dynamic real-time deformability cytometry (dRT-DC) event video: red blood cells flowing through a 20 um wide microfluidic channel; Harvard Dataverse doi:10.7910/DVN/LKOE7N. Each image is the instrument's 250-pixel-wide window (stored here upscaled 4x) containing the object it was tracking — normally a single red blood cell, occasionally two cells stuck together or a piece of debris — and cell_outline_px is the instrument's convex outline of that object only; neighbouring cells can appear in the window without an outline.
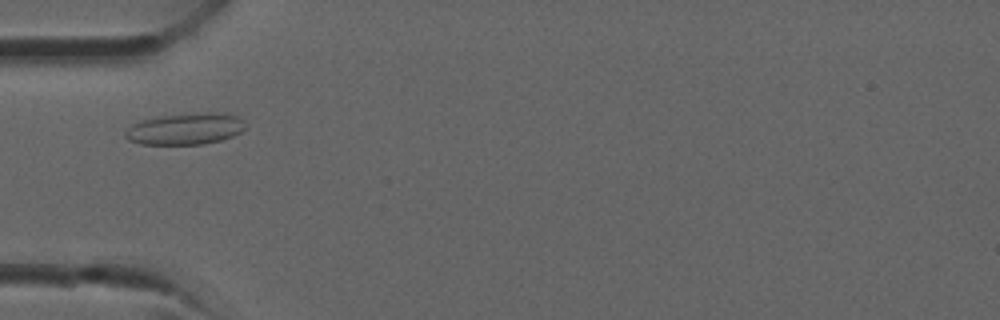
{"species": "common noctule bat (a hibernating species)", "species_latin": "Nyctalus noctula", "temperature_condition": "room temperature", "stored_images_in_passage": 32, "camera_frame_rate_fps": 3000, "um_per_image_px": 0.085, "animal": {"sex": "male", "forearm_length_mm": 52.5}, "frame": {"image": 1, "passage_image": 7, "time_ms": 2.0, "image_size_px": [1000, 320], "cell_outline_px": [[244, 128], [240, 132], [232, 136], [220, 140], [204, 144], [140, 144], [128, 140], [124, 136], [124, 132], [132, 124], [140, 120], [160, 116], [196, 112], [224, 112], [236, 116], [244, 120]], "centroid_in_image_um": [15.74, 10.94], "position_along_channel_um": 69.3, "area_um2": 22.25}}
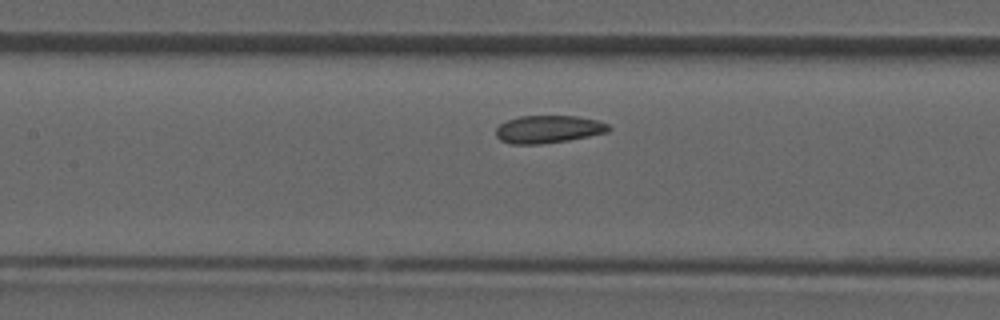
{"frame": {"image": 2, "passage_image": 12, "time_ms": 3.667, "image_size_px": [1000, 320], "cell_outline_px": [[612, 128], [608, 132], [568, 140], [540, 144], [512, 144], [500, 140], [496, 136], [496, 128], [500, 124], [508, 120], [520, 116], [576, 116], [600, 120], [608, 124]], "centroid_in_image_um": [46.63, 10.98], "position_along_channel_um": 160.8, "area_um2": 18.21}}
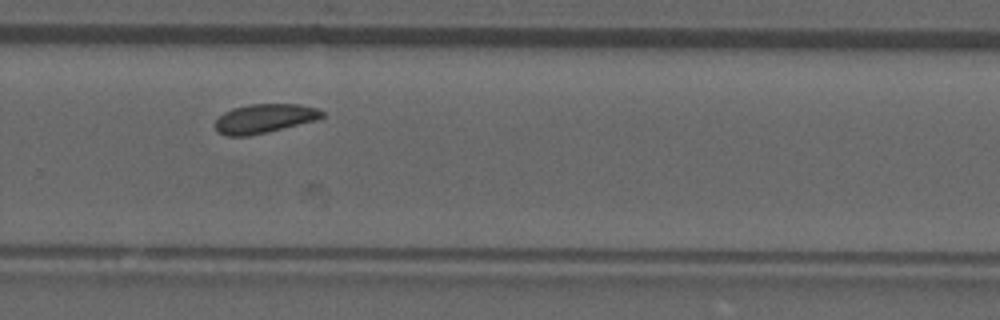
{"frame": {"image": 3, "passage_image": 20, "time_ms": 6.333, "image_size_px": [1000, 320], "cell_outline_px": [[324, 116], [316, 120], [268, 132], [248, 136], [224, 136], [216, 132], [216, 120], [224, 112], [232, 108], [248, 104], [300, 104], [316, 108], [324, 112]], "centroid_in_image_um": [22.45, 10.08], "position_along_channel_um": 307.3, "area_um2": 18.21}}